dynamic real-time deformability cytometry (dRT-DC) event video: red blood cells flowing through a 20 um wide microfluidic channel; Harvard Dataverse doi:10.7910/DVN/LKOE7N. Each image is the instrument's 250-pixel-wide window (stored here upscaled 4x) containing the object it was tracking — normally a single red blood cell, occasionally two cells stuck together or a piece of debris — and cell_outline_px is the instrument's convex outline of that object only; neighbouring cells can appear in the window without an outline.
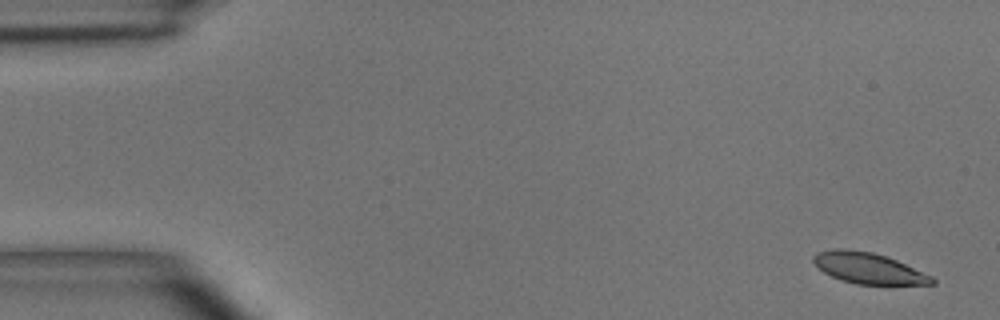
{"species": "common noctule bat (a hibernating species)", "species_latin": "Nyctalus noctula", "temperature_condition": "room temperature", "stored_images_in_passage": 4, "camera_frame_rate_fps": 3000, "um_per_image_px": 0.085, "animal": {"sex": "male", "body_mass_g": 15.6}, "frame": {"image": 1, "passage_image": 1, "time_ms": 0.0, "image_size_px": [1000, 320], "cell_outline_px": [[936, 284], [856, 284], [840, 280], [824, 272], [812, 260], [812, 256], [816, 252], [836, 248], [848, 248], [872, 252], [896, 260], [932, 276], [936, 280]], "centroid_in_image_um": [73.79, 22.78], "position_along_channel_um": 11.2, "area_um2": 21.27}}
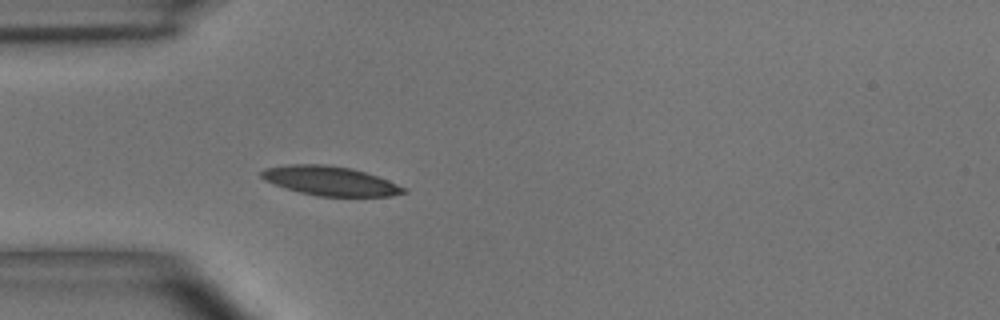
{"frame": {"image": 2, "passage_image": 4, "time_ms": 4.333, "image_size_px": [1000, 320], "cell_outline_px": [[408, 192], [392, 196], [316, 196], [300, 192], [264, 180], [260, 176], [260, 172], [264, 168], [292, 164], [324, 164], [352, 168], [388, 180], [408, 188]], "centroid_in_image_um": [28.1, 15.37], "position_along_channel_um": 56.9, "area_um2": 24.16}}